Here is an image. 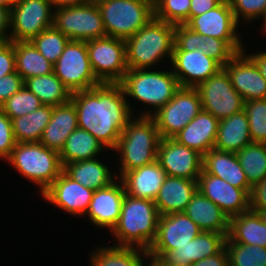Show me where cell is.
<instances>
[{
    "mask_svg": "<svg viewBox=\"0 0 266 266\" xmlns=\"http://www.w3.org/2000/svg\"><path fill=\"white\" fill-rule=\"evenodd\" d=\"M53 106L42 104L35 111L12 119V128L17 143L39 142L48 125Z\"/></svg>",
    "mask_w": 266,
    "mask_h": 266,
    "instance_id": "cell-35",
    "label": "cell"
},
{
    "mask_svg": "<svg viewBox=\"0 0 266 266\" xmlns=\"http://www.w3.org/2000/svg\"><path fill=\"white\" fill-rule=\"evenodd\" d=\"M194 32L228 42L237 52L243 51L240 24L235 20L228 0H223L215 8L192 17L186 24Z\"/></svg>",
    "mask_w": 266,
    "mask_h": 266,
    "instance_id": "cell-14",
    "label": "cell"
},
{
    "mask_svg": "<svg viewBox=\"0 0 266 266\" xmlns=\"http://www.w3.org/2000/svg\"><path fill=\"white\" fill-rule=\"evenodd\" d=\"M202 110L196 88L180 87L174 97L150 116L161 138H173Z\"/></svg>",
    "mask_w": 266,
    "mask_h": 266,
    "instance_id": "cell-11",
    "label": "cell"
},
{
    "mask_svg": "<svg viewBox=\"0 0 266 266\" xmlns=\"http://www.w3.org/2000/svg\"><path fill=\"white\" fill-rule=\"evenodd\" d=\"M92 71L101 83H119L128 71L125 41L105 36L86 41Z\"/></svg>",
    "mask_w": 266,
    "mask_h": 266,
    "instance_id": "cell-9",
    "label": "cell"
},
{
    "mask_svg": "<svg viewBox=\"0 0 266 266\" xmlns=\"http://www.w3.org/2000/svg\"><path fill=\"white\" fill-rule=\"evenodd\" d=\"M159 212L154 201L125 194L119 220L110 233L116 246L148 252L157 235Z\"/></svg>",
    "mask_w": 266,
    "mask_h": 266,
    "instance_id": "cell-2",
    "label": "cell"
},
{
    "mask_svg": "<svg viewBox=\"0 0 266 266\" xmlns=\"http://www.w3.org/2000/svg\"><path fill=\"white\" fill-rule=\"evenodd\" d=\"M63 171L84 187L93 191L107 187L117 179L108 166L98 158L81 160L63 166Z\"/></svg>",
    "mask_w": 266,
    "mask_h": 266,
    "instance_id": "cell-30",
    "label": "cell"
},
{
    "mask_svg": "<svg viewBox=\"0 0 266 266\" xmlns=\"http://www.w3.org/2000/svg\"><path fill=\"white\" fill-rule=\"evenodd\" d=\"M69 40L61 31L51 26L34 37L31 42L48 61L55 64Z\"/></svg>",
    "mask_w": 266,
    "mask_h": 266,
    "instance_id": "cell-39",
    "label": "cell"
},
{
    "mask_svg": "<svg viewBox=\"0 0 266 266\" xmlns=\"http://www.w3.org/2000/svg\"><path fill=\"white\" fill-rule=\"evenodd\" d=\"M196 89L201 98L202 110L211 113L219 121L244 110V99L234 89L223 68L201 82Z\"/></svg>",
    "mask_w": 266,
    "mask_h": 266,
    "instance_id": "cell-13",
    "label": "cell"
},
{
    "mask_svg": "<svg viewBox=\"0 0 266 266\" xmlns=\"http://www.w3.org/2000/svg\"><path fill=\"white\" fill-rule=\"evenodd\" d=\"M197 191L196 180L167 176L154 200L159 215L184 212Z\"/></svg>",
    "mask_w": 266,
    "mask_h": 266,
    "instance_id": "cell-26",
    "label": "cell"
},
{
    "mask_svg": "<svg viewBox=\"0 0 266 266\" xmlns=\"http://www.w3.org/2000/svg\"><path fill=\"white\" fill-rule=\"evenodd\" d=\"M201 51L222 66L229 62L238 52L226 41L217 38L203 36Z\"/></svg>",
    "mask_w": 266,
    "mask_h": 266,
    "instance_id": "cell-44",
    "label": "cell"
},
{
    "mask_svg": "<svg viewBox=\"0 0 266 266\" xmlns=\"http://www.w3.org/2000/svg\"><path fill=\"white\" fill-rule=\"evenodd\" d=\"M128 100L119 83H101L71 94L78 128L91 133L109 150L116 147L123 129L134 117V107Z\"/></svg>",
    "mask_w": 266,
    "mask_h": 266,
    "instance_id": "cell-1",
    "label": "cell"
},
{
    "mask_svg": "<svg viewBox=\"0 0 266 266\" xmlns=\"http://www.w3.org/2000/svg\"><path fill=\"white\" fill-rule=\"evenodd\" d=\"M227 236L216 232L202 231L192 241L167 251L160 260L169 266H190L199 260L219 253Z\"/></svg>",
    "mask_w": 266,
    "mask_h": 266,
    "instance_id": "cell-22",
    "label": "cell"
},
{
    "mask_svg": "<svg viewBox=\"0 0 266 266\" xmlns=\"http://www.w3.org/2000/svg\"><path fill=\"white\" fill-rule=\"evenodd\" d=\"M260 19H262V30H263V35H264V33H265V35H266V11H265V13H264V15L260 18Z\"/></svg>",
    "mask_w": 266,
    "mask_h": 266,
    "instance_id": "cell-56",
    "label": "cell"
},
{
    "mask_svg": "<svg viewBox=\"0 0 266 266\" xmlns=\"http://www.w3.org/2000/svg\"><path fill=\"white\" fill-rule=\"evenodd\" d=\"M16 72L23 81L30 77L53 73L54 64L48 61L31 41L13 42Z\"/></svg>",
    "mask_w": 266,
    "mask_h": 266,
    "instance_id": "cell-33",
    "label": "cell"
},
{
    "mask_svg": "<svg viewBox=\"0 0 266 266\" xmlns=\"http://www.w3.org/2000/svg\"><path fill=\"white\" fill-rule=\"evenodd\" d=\"M107 36L126 40L154 17L150 0H95Z\"/></svg>",
    "mask_w": 266,
    "mask_h": 266,
    "instance_id": "cell-7",
    "label": "cell"
},
{
    "mask_svg": "<svg viewBox=\"0 0 266 266\" xmlns=\"http://www.w3.org/2000/svg\"><path fill=\"white\" fill-rule=\"evenodd\" d=\"M76 128H78L77 112L71 100L62 105L53 106L50 121L39 142L60 153L68 136Z\"/></svg>",
    "mask_w": 266,
    "mask_h": 266,
    "instance_id": "cell-27",
    "label": "cell"
},
{
    "mask_svg": "<svg viewBox=\"0 0 266 266\" xmlns=\"http://www.w3.org/2000/svg\"><path fill=\"white\" fill-rule=\"evenodd\" d=\"M10 8L0 7V37L9 40L10 37Z\"/></svg>",
    "mask_w": 266,
    "mask_h": 266,
    "instance_id": "cell-52",
    "label": "cell"
},
{
    "mask_svg": "<svg viewBox=\"0 0 266 266\" xmlns=\"http://www.w3.org/2000/svg\"><path fill=\"white\" fill-rule=\"evenodd\" d=\"M252 142L266 143V98L244 101Z\"/></svg>",
    "mask_w": 266,
    "mask_h": 266,
    "instance_id": "cell-42",
    "label": "cell"
},
{
    "mask_svg": "<svg viewBox=\"0 0 266 266\" xmlns=\"http://www.w3.org/2000/svg\"><path fill=\"white\" fill-rule=\"evenodd\" d=\"M155 69H128L119 82L126 98L131 97L146 107L150 106L151 110L142 109L139 116H152L166 105L181 87L171 68L169 71Z\"/></svg>",
    "mask_w": 266,
    "mask_h": 266,
    "instance_id": "cell-5",
    "label": "cell"
},
{
    "mask_svg": "<svg viewBox=\"0 0 266 266\" xmlns=\"http://www.w3.org/2000/svg\"><path fill=\"white\" fill-rule=\"evenodd\" d=\"M16 72L14 44L9 41L0 50V78Z\"/></svg>",
    "mask_w": 266,
    "mask_h": 266,
    "instance_id": "cell-48",
    "label": "cell"
},
{
    "mask_svg": "<svg viewBox=\"0 0 266 266\" xmlns=\"http://www.w3.org/2000/svg\"><path fill=\"white\" fill-rule=\"evenodd\" d=\"M9 42L5 37H0V50Z\"/></svg>",
    "mask_w": 266,
    "mask_h": 266,
    "instance_id": "cell-58",
    "label": "cell"
},
{
    "mask_svg": "<svg viewBox=\"0 0 266 266\" xmlns=\"http://www.w3.org/2000/svg\"><path fill=\"white\" fill-rule=\"evenodd\" d=\"M23 85L24 81L17 72L0 78V107L6 100L17 93Z\"/></svg>",
    "mask_w": 266,
    "mask_h": 266,
    "instance_id": "cell-47",
    "label": "cell"
},
{
    "mask_svg": "<svg viewBox=\"0 0 266 266\" xmlns=\"http://www.w3.org/2000/svg\"><path fill=\"white\" fill-rule=\"evenodd\" d=\"M226 180L233 187L243 189L249 196L252 186L237 158L236 153L211 149L202 156V172Z\"/></svg>",
    "mask_w": 266,
    "mask_h": 266,
    "instance_id": "cell-24",
    "label": "cell"
},
{
    "mask_svg": "<svg viewBox=\"0 0 266 266\" xmlns=\"http://www.w3.org/2000/svg\"><path fill=\"white\" fill-rule=\"evenodd\" d=\"M202 230L184 213L160 215L157 235L148 255L161 258L167 251L192 241Z\"/></svg>",
    "mask_w": 266,
    "mask_h": 266,
    "instance_id": "cell-15",
    "label": "cell"
},
{
    "mask_svg": "<svg viewBox=\"0 0 266 266\" xmlns=\"http://www.w3.org/2000/svg\"><path fill=\"white\" fill-rule=\"evenodd\" d=\"M24 85L33 92L44 105L57 106L71 100L70 90L53 73L26 79Z\"/></svg>",
    "mask_w": 266,
    "mask_h": 266,
    "instance_id": "cell-36",
    "label": "cell"
},
{
    "mask_svg": "<svg viewBox=\"0 0 266 266\" xmlns=\"http://www.w3.org/2000/svg\"><path fill=\"white\" fill-rule=\"evenodd\" d=\"M219 120L211 113L201 110L173 139L202 156L214 149Z\"/></svg>",
    "mask_w": 266,
    "mask_h": 266,
    "instance_id": "cell-23",
    "label": "cell"
},
{
    "mask_svg": "<svg viewBox=\"0 0 266 266\" xmlns=\"http://www.w3.org/2000/svg\"><path fill=\"white\" fill-rule=\"evenodd\" d=\"M236 154L252 187L266 178V143L252 142Z\"/></svg>",
    "mask_w": 266,
    "mask_h": 266,
    "instance_id": "cell-37",
    "label": "cell"
},
{
    "mask_svg": "<svg viewBox=\"0 0 266 266\" xmlns=\"http://www.w3.org/2000/svg\"><path fill=\"white\" fill-rule=\"evenodd\" d=\"M223 0H191L189 20L218 6Z\"/></svg>",
    "mask_w": 266,
    "mask_h": 266,
    "instance_id": "cell-51",
    "label": "cell"
},
{
    "mask_svg": "<svg viewBox=\"0 0 266 266\" xmlns=\"http://www.w3.org/2000/svg\"><path fill=\"white\" fill-rule=\"evenodd\" d=\"M203 35L198 34L185 24L175 25L173 51L201 50Z\"/></svg>",
    "mask_w": 266,
    "mask_h": 266,
    "instance_id": "cell-45",
    "label": "cell"
},
{
    "mask_svg": "<svg viewBox=\"0 0 266 266\" xmlns=\"http://www.w3.org/2000/svg\"><path fill=\"white\" fill-rule=\"evenodd\" d=\"M41 105L39 98L23 85L17 93L1 105L0 109L12 120L35 111Z\"/></svg>",
    "mask_w": 266,
    "mask_h": 266,
    "instance_id": "cell-40",
    "label": "cell"
},
{
    "mask_svg": "<svg viewBox=\"0 0 266 266\" xmlns=\"http://www.w3.org/2000/svg\"><path fill=\"white\" fill-rule=\"evenodd\" d=\"M228 2L238 24L240 20L242 23L244 21L252 23L258 18L260 20L266 11V0H228Z\"/></svg>",
    "mask_w": 266,
    "mask_h": 266,
    "instance_id": "cell-43",
    "label": "cell"
},
{
    "mask_svg": "<svg viewBox=\"0 0 266 266\" xmlns=\"http://www.w3.org/2000/svg\"><path fill=\"white\" fill-rule=\"evenodd\" d=\"M197 185L198 191L220 207L229 218L250 209L249 195L243 189L233 187L215 175L201 173Z\"/></svg>",
    "mask_w": 266,
    "mask_h": 266,
    "instance_id": "cell-18",
    "label": "cell"
},
{
    "mask_svg": "<svg viewBox=\"0 0 266 266\" xmlns=\"http://www.w3.org/2000/svg\"><path fill=\"white\" fill-rule=\"evenodd\" d=\"M53 72L71 93L101 84L92 71L86 41L69 40Z\"/></svg>",
    "mask_w": 266,
    "mask_h": 266,
    "instance_id": "cell-10",
    "label": "cell"
},
{
    "mask_svg": "<svg viewBox=\"0 0 266 266\" xmlns=\"http://www.w3.org/2000/svg\"><path fill=\"white\" fill-rule=\"evenodd\" d=\"M160 141V133L150 116L133 117L112 150L120 155L117 178H121L127 171L156 161Z\"/></svg>",
    "mask_w": 266,
    "mask_h": 266,
    "instance_id": "cell-4",
    "label": "cell"
},
{
    "mask_svg": "<svg viewBox=\"0 0 266 266\" xmlns=\"http://www.w3.org/2000/svg\"><path fill=\"white\" fill-rule=\"evenodd\" d=\"M184 213L202 230L228 235L229 217L199 191L190 200Z\"/></svg>",
    "mask_w": 266,
    "mask_h": 266,
    "instance_id": "cell-28",
    "label": "cell"
},
{
    "mask_svg": "<svg viewBox=\"0 0 266 266\" xmlns=\"http://www.w3.org/2000/svg\"><path fill=\"white\" fill-rule=\"evenodd\" d=\"M246 48L238 52L223 69L229 76L234 89L244 101L266 98V80L254 61L247 55Z\"/></svg>",
    "mask_w": 266,
    "mask_h": 266,
    "instance_id": "cell-20",
    "label": "cell"
},
{
    "mask_svg": "<svg viewBox=\"0 0 266 266\" xmlns=\"http://www.w3.org/2000/svg\"><path fill=\"white\" fill-rule=\"evenodd\" d=\"M125 194L123 182L120 178L115 179L107 187L94 191L85 215L96 227H106L111 231L119 220Z\"/></svg>",
    "mask_w": 266,
    "mask_h": 266,
    "instance_id": "cell-21",
    "label": "cell"
},
{
    "mask_svg": "<svg viewBox=\"0 0 266 266\" xmlns=\"http://www.w3.org/2000/svg\"><path fill=\"white\" fill-rule=\"evenodd\" d=\"M107 148L86 130L76 128L67 138L63 149L60 151L62 166L77 162L97 158L99 153Z\"/></svg>",
    "mask_w": 266,
    "mask_h": 266,
    "instance_id": "cell-32",
    "label": "cell"
},
{
    "mask_svg": "<svg viewBox=\"0 0 266 266\" xmlns=\"http://www.w3.org/2000/svg\"><path fill=\"white\" fill-rule=\"evenodd\" d=\"M98 246L91 253V266H144L148 252L135 247Z\"/></svg>",
    "mask_w": 266,
    "mask_h": 266,
    "instance_id": "cell-34",
    "label": "cell"
},
{
    "mask_svg": "<svg viewBox=\"0 0 266 266\" xmlns=\"http://www.w3.org/2000/svg\"><path fill=\"white\" fill-rule=\"evenodd\" d=\"M9 0H0V7H11Z\"/></svg>",
    "mask_w": 266,
    "mask_h": 266,
    "instance_id": "cell-59",
    "label": "cell"
},
{
    "mask_svg": "<svg viewBox=\"0 0 266 266\" xmlns=\"http://www.w3.org/2000/svg\"><path fill=\"white\" fill-rule=\"evenodd\" d=\"M256 64L259 69L260 74L266 80V51H261L258 53H248L247 54Z\"/></svg>",
    "mask_w": 266,
    "mask_h": 266,
    "instance_id": "cell-53",
    "label": "cell"
},
{
    "mask_svg": "<svg viewBox=\"0 0 266 266\" xmlns=\"http://www.w3.org/2000/svg\"><path fill=\"white\" fill-rule=\"evenodd\" d=\"M173 74L181 87L196 88L201 82L218 73L223 66L201 50L173 51Z\"/></svg>",
    "mask_w": 266,
    "mask_h": 266,
    "instance_id": "cell-19",
    "label": "cell"
},
{
    "mask_svg": "<svg viewBox=\"0 0 266 266\" xmlns=\"http://www.w3.org/2000/svg\"><path fill=\"white\" fill-rule=\"evenodd\" d=\"M227 238L231 242L266 248V225L258 212L249 209L229 218Z\"/></svg>",
    "mask_w": 266,
    "mask_h": 266,
    "instance_id": "cell-31",
    "label": "cell"
},
{
    "mask_svg": "<svg viewBox=\"0 0 266 266\" xmlns=\"http://www.w3.org/2000/svg\"><path fill=\"white\" fill-rule=\"evenodd\" d=\"M54 9L50 0H22L10 8L9 41H31L53 26Z\"/></svg>",
    "mask_w": 266,
    "mask_h": 266,
    "instance_id": "cell-12",
    "label": "cell"
},
{
    "mask_svg": "<svg viewBox=\"0 0 266 266\" xmlns=\"http://www.w3.org/2000/svg\"><path fill=\"white\" fill-rule=\"evenodd\" d=\"M191 0H156L154 17L174 25L189 21Z\"/></svg>",
    "mask_w": 266,
    "mask_h": 266,
    "instance_id": "cell-41",
    "label": "cell"
},
{
    "mask_svg": "<svg viewBox=\"0 0 266 266\" xmlns=\"http://www.w3.org/2000/svg\"><path fill=\"white\" fill-rule=\"evenodd\" d=\"M258 214L260 215L262 221L266 225V210H259L258 211Z\"/></svg>",
    "mask_w": 266,
    "mask_h": 266,
    "instance_id": "cell-57",
    "label": "cell"
},
{
    "mask_svg": "<svg viewBox=\"0 0 266 266\" xmlns=\"http://www.w3.org/2000/svg\"><path fill=\"white\" fill-rule=\"evenodd\" d=\"M157 161L171 177L197 181L202 172V155L173 138H161Z\"/></svg>",
    "mask_w": 266,
    "mask_h": 266,
    "instance_id": "cell-16",
    "label": "cell"
},
{
    "mask_svg": "<svg viewBox=\"0 0 266 266\" xmlns=\"http://www.w3.org/2000/svg\"><path fill=\"white\" fill-rule=\"evenodd\" d=\"M6 161L41 194L63 171L59 153L40 142L17 143Z\"/></svg>",
    "mask_w": 266,
    "mask_h": 266,
    "instance_id": "cell-6",
    "label": "cell"
},
{
    "mask_svg": "<svg viewBox=\"0 0 266 266\" xmlns=\"http://www.w3.org/2000/svg\"><path fill=\"white\" fill-rule=\"evenodd\" d=\"M53 10V26L70 40L88 41L107 36L95 0Z\"/></svg>",
    "mask_w": 266,
    "mask_h": 266,
    "instance_id": "cell-8",
    "label": "cell"
},
{
    "mask_svg": "<svg viewBox=\"0 0 266 266\" xmlns=\"http://www.w3.org/2000/svg\"><path fill=\"white\" fill-rule=\"evenodd\" d=\"M190 266H230L226 247H224L219 253L192 263Z\"/></svg>",
    "mask_w": 266,
    "mask_h": 266,
    "instance_id": "cell-50",
    "label": "cell"
},
{
    "mask_svg": "<svg viewBox=\"0 0 266 266\" xmlns=\"http://www.w3.org/2000/svg\"><path fill=\"white\" fill-rule=\"evenodd\" d=\"M94 191L70 178L64 171L40 194L43 200L71 216L84 217Z\"/></svg>",
    "mask_w": 266,
    "mask_h": 266,
    "instance_id": "cell-17",
    "label": "cell"
},
{
    "mask_svg": "<svg viewBox=\"0 0 266 266\" xmlns=\"http://www.w3.org/2000/svg\"><path fill=\"white\" fill-rule=\"evenodd\" d=\"M225 247L230 266H266V248L231 242L226 238Z\"/></svg>",
    "mask_w": 266,
    "mask_h": 266,
    "instance_id": "cell-38",
    "label": "cell"
},
{
    "mask_svg": "<svg viewBox=\"0 0 266 266\" xmlns=\"http://www.w3.org/2000/svg\"><path fill=\"white\" fill-rule=\"evenodd\" d=\"M167 177L158 161L127 171L120 180L125 192L135 198L154 201Z\"/></svg>",
    "mask_w": 266,
    "mask_h": 266,
    "instance_id": "cell-25",
    "label": "cell"
},
{
    "mask_svg": "<svg viewBox=\"0 0 266 266\" xmlns=\"http://www.w3.org/2000/svg\"><path fill=\"white\" fill-rule=\"evenodd\" d=\"M16 144L12 120L0 109V159L6 161Z\"/></svg>",
    "mask_w": 266,
    "mask_h": 266,
    "instance_id": "cell-46",
    "label": "cell"
},
{
    "mask_svg": "<svg viewBox=\"0 0 266 266\" xmlns=\"http://www.w3.org/2000/svg\"><path fill=\"white\" fill-rule=\"evenodd\" d=\"M174 28V24L153 17L133 36L124 40L128 69L154 68L167 58L171 62Z\"/></svg>",
    "mask_w": 266,
    "mask_h": 266,
    "instance_id": "cell-3",
    "label": "cell"
},
{
    "mask_svg": "<svg viewBox=\"0 0 266 266\" xmlns=\"http://www.w3.org/2000/svg\"><path fill=\"white\" fill-rule=\"evenodd\" d=\"M249 128L244 110L220 120L214 149L237 153L252 143Z\"/></svg>",
    "mask_w": 266,
    "mask_h": 266,
    "instance_id": "cell-29",
    "label": "cell"
},
{
    "mask_svg": "<svg viewBox=\"0 0 266 266\" xmlns=\"http://www.w3.org/2000/svg\"><path fill=\"white\" fill-rule=\"evenodd\" d=\"M54 9L59 7H67V6H74V5H81L88 3L92 0H50Z\"/></svg>",
    "mask_w": 266,
    "mask_h": 266,
    "instance_id": "cell-54",
    "label": "cell"
},
{
    "mask_svg": "<svg viewBox=\"0 0 266 266\" xmlns=\"http://www.w3.org/2000/svg\"><path fill=\"white\" fill-rule=\"evenodd\" d=\"M146 261L147 262H144V266L145 265L147 266H169V265H166L164 262H162L159 258L152 257L150 255L147 256Z\"/></svg>",
    "mask_w": 266,
    "mask_h": 266,
    "instance_id": "cell-55",
    "label": "cell"
},
{
    "mask_svg": "<svg viewBox=\"0 0 266 266\" xmlns=\"http://www.w3.org/2000/svg\"><path fill=\"white\" fill-rule=\"evenodd\" d=\"M22 0H9L11 5L17 4L19 2H21Z\"/></svg>",
    "mask_w": 266,
    "mask_h": 266,
    "instance_id": "cell-60",
    "label": "cell"
},
{
    "mask_svg": "<svg viewBox=\"0 0 266 266\" xmlns=\"http://www.w3.org/2000/svg\"><path fill=\"white\" fill-rule=\"evenodd\" d=\"M250 210H266V178L252 187L250 193Z\"/></svg>",
    "mask_w": 266,
    "mask_h": 266,
    "instance_id": "cell-49",
    "label": "cell"
}]
</instances>
